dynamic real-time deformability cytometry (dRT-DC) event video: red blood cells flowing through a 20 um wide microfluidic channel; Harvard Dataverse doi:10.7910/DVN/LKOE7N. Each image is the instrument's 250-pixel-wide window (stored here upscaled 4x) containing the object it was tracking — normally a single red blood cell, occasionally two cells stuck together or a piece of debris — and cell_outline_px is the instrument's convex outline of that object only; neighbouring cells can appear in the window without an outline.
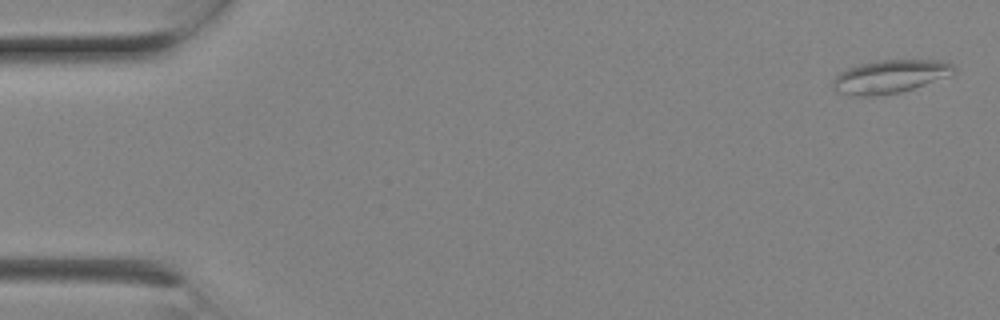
{"species": "Egyptian fruit bat (a non-hibernating species)", "species_latin": "Rousettus aegyptiacus", "temperature_condition": "room temperature", "stored_images_in_passage": 6, "camera_frame_rate_fps": 3000, "um_per_image_px": 0.085, "animal": {"sex": "female"}, "frame": {"image": 1, "passage_image": 1, "time_ms": 0.0, "image_size_px": [1000, 320], "cell_outline_px": [[956, 72], [948, 76], [900, 92], [872, 96], [852, 96], [836, 92], [832, 88], [832, 80], [840, 72], [848, 68], [860, 64], [880, 60], [936, 60], [952, 64], [956, 68]], "centroid_in_image_um": [75.6, 6.51], "position_along_channel_um": 9.4, "area_um2": 23.29}}